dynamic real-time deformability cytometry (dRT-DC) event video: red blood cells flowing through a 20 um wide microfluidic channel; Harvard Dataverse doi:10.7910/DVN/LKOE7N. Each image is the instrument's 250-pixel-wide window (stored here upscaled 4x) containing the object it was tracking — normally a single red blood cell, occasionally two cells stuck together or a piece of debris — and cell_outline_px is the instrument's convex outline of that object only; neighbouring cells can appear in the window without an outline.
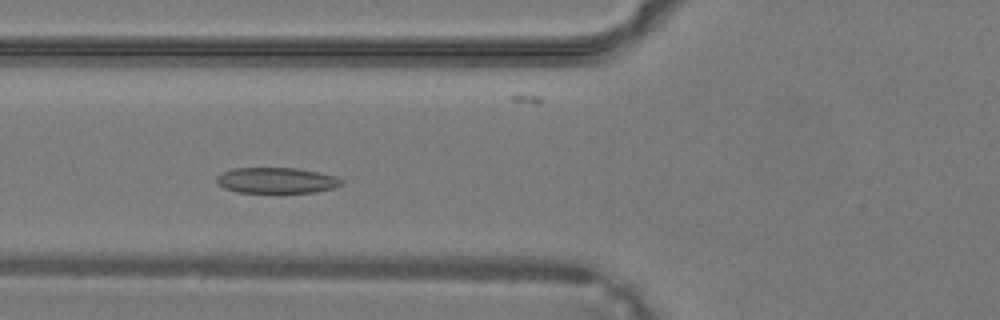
{"species": "common noctule bat (a hibernating species)", "species_latin": "Nyctalus noctula", "temperature_condition": "warm", "stored_images_in_passage": 31, "camera_frame_rate_fps": 3000, "um_per_image_px": 0.085, "animal": {"sex": "male", "body_mass_g": 19.2, "forearm_length_mm": 51.8}, "frame": {"image": 1, "passage_image": 10, "time_ms": 3.0, "image_size_px": [1000, 320], "cell_outline_px": [[344, 184], [332, 188], [316, 192], [236, 192], [224, 188], [216, 184], [216, 176], [220, 172], [232, 168], [296, 168], [336, 176], [344, 180]], "centroid_in_image_um": [23.46, 15.33], "position_along_channel_um": 102.3, "area_um2": 18.84}}
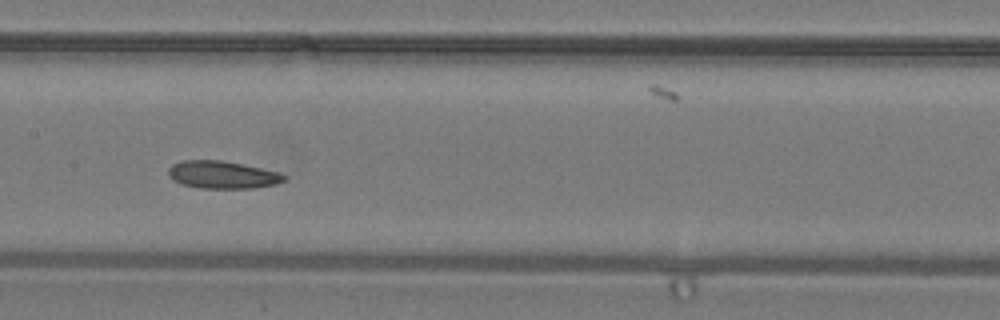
{"frame": {"image": 2, "passage_image": 15, "time_ms": 4.667, "image_size_px": [1000, 320], "cell_outline_px": [[288, 176], [284, 180], [276, 184], [252, 188], [200, 188], [180, 184], [172, 180], [168, 176], [168, 168], [172, 164], [180, 160], [220, 160], [280, 172]], "centroid_in_image_um": [18.86, 14.85], "position_along_channel_um": 188.5, "area_um2": 18.67}}
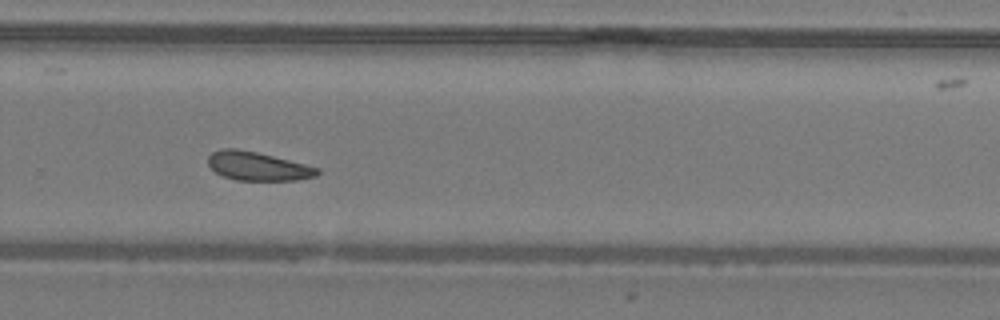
{"frame": {"image": 3, "passage_image": 22, "time_ms": 7.0, "image_size_px": [1000, 320], "cell_outline_px": [[320, 172], [316, 176], [296, 180], [236, 180], [224, 176], [216, 172], [208, 164], [208, 156], [212, 152], [220, 148], [236, 148], [256, 152], [320, 168]], "centroid_in_image_um": [21.89, 14.12], "position_along_channel_um": 307.9, "area_um2": 18.09}}